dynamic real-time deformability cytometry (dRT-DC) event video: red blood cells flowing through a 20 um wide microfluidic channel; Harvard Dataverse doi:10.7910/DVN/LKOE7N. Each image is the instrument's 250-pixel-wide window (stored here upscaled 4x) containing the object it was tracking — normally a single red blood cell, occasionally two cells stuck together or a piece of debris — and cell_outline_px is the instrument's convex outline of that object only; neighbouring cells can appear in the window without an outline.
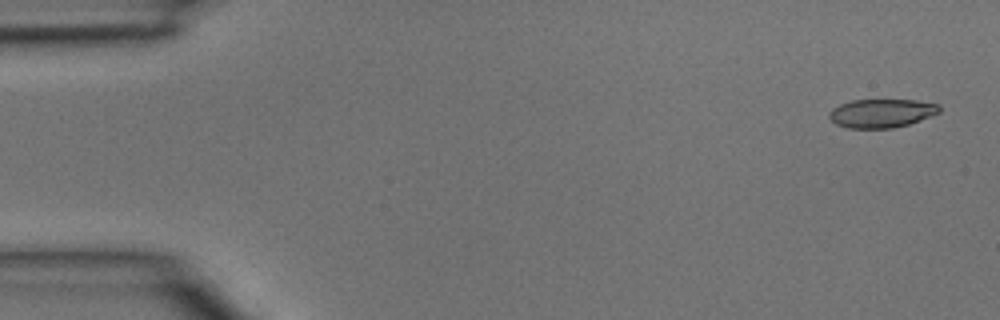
{"species": "common noctule bat (a hibernating species)", "species_latin": "Nyctalus noctula", "temperature_condition": "room temperature", "stored_images_in_passage": 5, "camera_frame_rate_fps": 3000, "um_per_image_px": 0.085, "animal": {"sex": "male", "body_mass_g": 15.6}, "frame": {"image": 1, "passage_image": 1, "time_ms": 0.0, "image_size_px": [1000, 320], "cell_outline_px": [[940, 112], [920, 120], [908, 124], [892, 128], [848, 128], [836, 124], [828, 116], [828, 112], [832, 108], [840, 104], [852, 100], [916, 100], [940, 104]], "centroid_in_image_um": [74.92, 9.62], "position_along_channel_um": 10.1, "area_um2": 18.38}}